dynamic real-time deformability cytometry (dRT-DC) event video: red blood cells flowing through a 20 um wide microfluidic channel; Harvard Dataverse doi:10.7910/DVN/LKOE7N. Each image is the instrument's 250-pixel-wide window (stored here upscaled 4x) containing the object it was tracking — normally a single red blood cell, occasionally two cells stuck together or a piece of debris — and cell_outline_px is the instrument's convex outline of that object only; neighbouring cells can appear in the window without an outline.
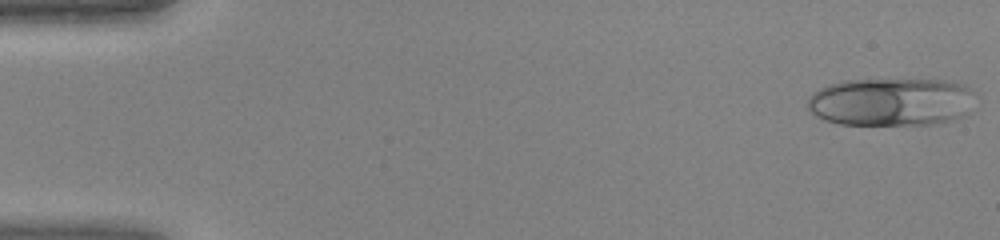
{"species": "human", "species_latin": "Homo sapiens", "temperature_condition": "warm", "stored_images_in_passage": 44, "camera_frame_rate_fps": 3000, "um_per_image_px": 0.085, "donor": {"sex": "female"}, "frame": {"image": 1, "passage_image": 1, "time_ms": 0.0, "image_size_px": [1000, 240], "cell_outline_px": [[972, 92], [968, 112], [964, 116], [952, 120], [932, 124], [840, 124], [824, 120], [816, 116], [808, 108], [808, 96], [812, 92], [828, 84], [840, 80], [944, 80], [964, 84]], "centroid_in_image_um": [75.69, 8.65], "position_along_channel_um": 9.3, "area_um2": 46.88}}
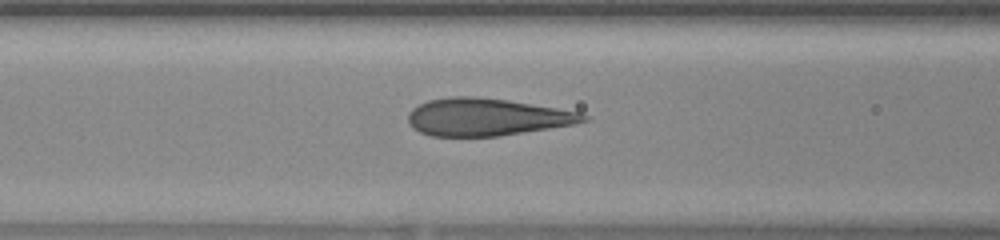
{"frame": {"image": 2, "passage_image": 18, "time_ms": 5.667, "image_size_px": [1000, 240], "cell_outline_px": [[592, 120], [576, 124], [500, 136], [432, 136], [420, 132], [412, 128], [408, 120], [408, 112], [412, 108], [428, 100], [452, 96], [476, 96], [508, 100], [580, 112], [588, 116]], "centroid_in_image_um": [41.38, 9.95], "position_along_channel_um": 125.2, "area_um2": 38.38}}
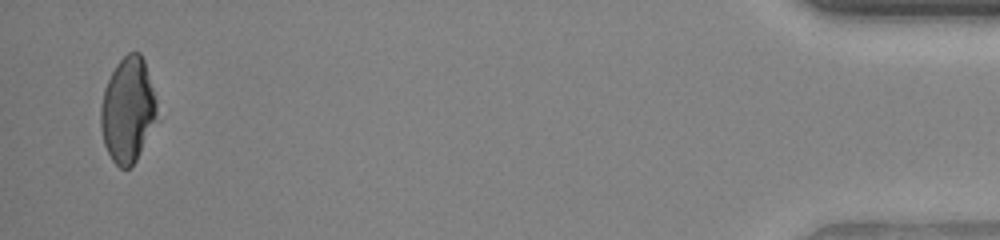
{"frame": {"image": 3, "passage_image": 43, "time_ms": 14.0, "image_size_px": [1000, 240], "cell_outline_px": [[156, 112], [136, 160], [128, 168], [120, 168], [112, 160], [104, 144], [100, 128], [100, 108], [104, 88], [116, 64], [128, 52], [140, 52], [144, 60], [152, 88], [156, 104]], "centroid_in_image_um": [10.8, 9.32], "position_along_channel_um": 424.4, "area_um2": 33.41}}